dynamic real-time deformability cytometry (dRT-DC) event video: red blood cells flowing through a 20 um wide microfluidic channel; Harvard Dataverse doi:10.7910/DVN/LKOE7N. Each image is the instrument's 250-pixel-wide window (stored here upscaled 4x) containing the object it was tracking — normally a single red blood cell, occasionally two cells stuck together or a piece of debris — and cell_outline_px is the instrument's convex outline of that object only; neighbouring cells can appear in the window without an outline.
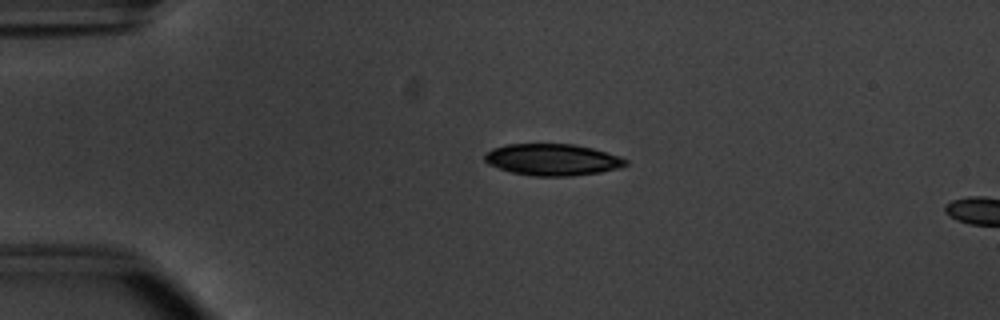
{"species": "common noctule bat (a hibernating species)", "species_latin": "Nyctalus noctula", "temperature_condition": "warm", "stored_images_in_passage": 16, "camera_frame_rate_fps": 3000, "um_per_image_px": 0.085, "animal": {"sex": "male", "body_mass_g": 20.1, "forearm_length_mm": 53.5}, "frame": {"image": 1, "passage_image": 12, "time_ms": 3.667, "image_size_px": [1000, 320], "cell_outline_px": [[628, 164], [616, 168], [600, 172], [572, 176], [532, 176], [512, 172], [488, 164], [484, 160], [484, 156], [492, 148], [508, 144], [572, 144], [592, 148], [620, 156], [628, 160]], "centroid_in_image_um": [46.96, 13.57], "position_along_channel_um": 38.0, "area_um2": 25.84}}